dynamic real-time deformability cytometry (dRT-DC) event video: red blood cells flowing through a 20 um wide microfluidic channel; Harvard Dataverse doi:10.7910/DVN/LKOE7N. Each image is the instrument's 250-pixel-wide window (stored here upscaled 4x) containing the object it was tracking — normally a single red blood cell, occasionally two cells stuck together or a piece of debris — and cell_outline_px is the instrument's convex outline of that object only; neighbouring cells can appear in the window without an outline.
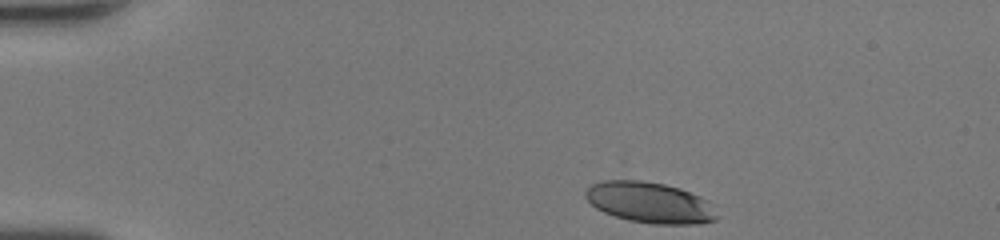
{"species": "human", "species_latin": "Homo sapiens", "temperature_condition": "room temperature", "stored_images_in_passage": 32, "camera_frame_rate_fps": 3000, "um_per_image_px": 0.085, "donor": {"sex": "female"}, "frame": {"image": 1, "passage_image": 1, "time_ms": 0.0, "image_size_px": [1000, 240], "cell_outline_px": [[720, 216], [716, 220], [700, 224], [652, 224], [628, 220], [604, 212], [596, 208], [584, 196], [584, 192], [592, 184], [604, 180], [640, 180], [664, 184], [680, 188], [700, 196], [708, 200]], "centroid_in_image_um": [55.27, 17.22], "position_along_channel_um": 29.7, "area_um2": 31.5}}
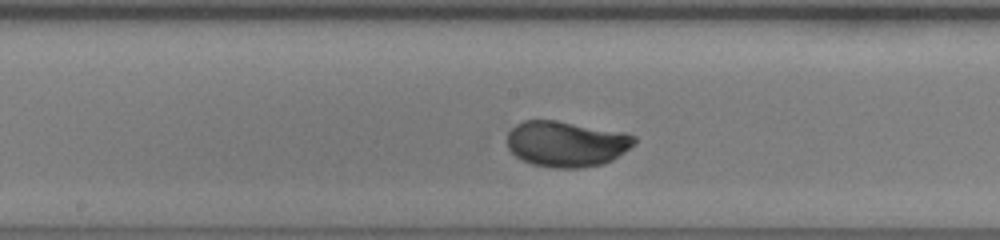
{"frame": {"image": 2, "passage_image": 18, "time_ms": 5.667, "image_size_px": [1000, 240], "cell_outline_px": [[636, 144], [612, 160], [604, 164], [580, 168], [556, 168], [532, 164], [520, 160], [508, 148], [508, 132], [516, 124], [524, 120], [556, 120], [624, 132], [636, 136]], "centroid_in_image_um": [48.15, 12.23], "position_along_channel_um": 200.0, "area_um2": 34.1}}
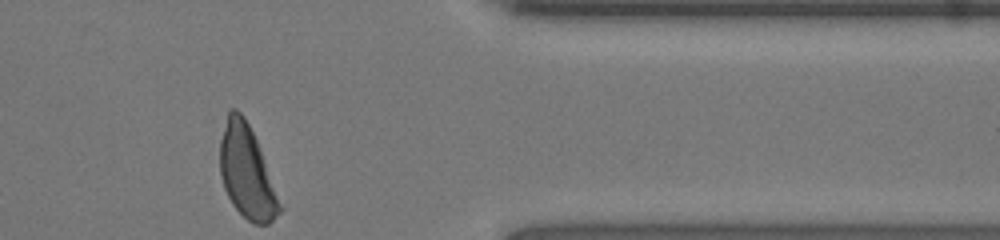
{"frame": {"image": 3, "passage_image": 32, "time_ms": 10.333, "image_size_px": [1000, 240], "cell_outline_px": [[284, 208], [268, 224], [256, 224], [248, 220], [232, 204], [224, 188], [220, 176], [220, 140], [228, 108], [236, 108], [244, 116], [256, 140]], "centroid_in_image_um": [20.97, 14.62], "position_along_channel_um": 390.4, "area_um2": 32.14}, "authors_computed_cell_mechanics": {"area_um2": 32.5703, "velocity_mm_per_s": 4.4008, "shape_relaxation_time_tau1_ms": 2.8508, "shape_relaxation_time_tau2_ms": null, "deformation_change_tau1": 0.19, "deformation_change_tau2": null}}